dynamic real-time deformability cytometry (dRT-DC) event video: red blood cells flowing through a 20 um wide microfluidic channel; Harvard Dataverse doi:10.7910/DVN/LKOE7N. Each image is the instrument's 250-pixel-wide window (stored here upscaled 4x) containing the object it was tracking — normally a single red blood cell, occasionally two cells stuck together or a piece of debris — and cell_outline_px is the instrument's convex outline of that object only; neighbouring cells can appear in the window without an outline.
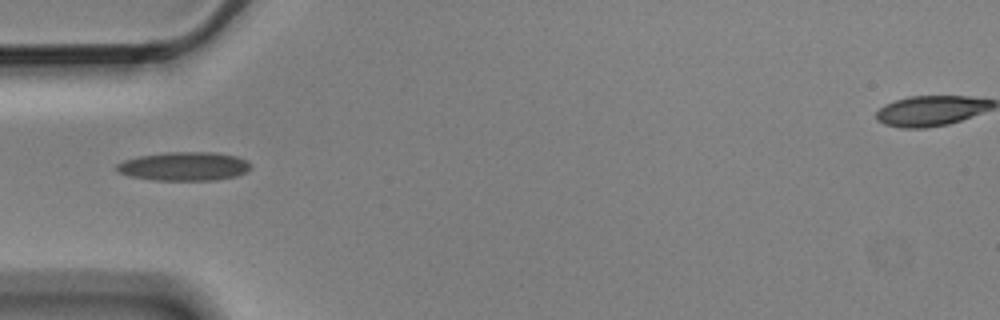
{"species": "Egyptian fruit bat (a non-hibernating species)", "species_latin": "Rousettus aegyptiacus", "temperature_condition": "cold", "stored_images_in_passage": 8, "camera_frame_rate_fps": 3000, "um_per_image_px": 0.085, "animal": {"sex": "male"}, "frame": {"image": 1, "passage_image": 6, "time_ms": 1.667, "image_size_px": [1000, 320], "cell_outline_px": [[252, 168], [236, 176], [216, 180], [156, 180], [128, 176], [120, 172], [116, 168], [116, 164], [124, 160], [140, 156], [168, 152], [212, 152], [236, 156], [248, 160], [252, 164]], "centroid_in_image_um": [15.69, 14.13], "position_along_channel_um": 69.3, "area_um2": 22.43}}
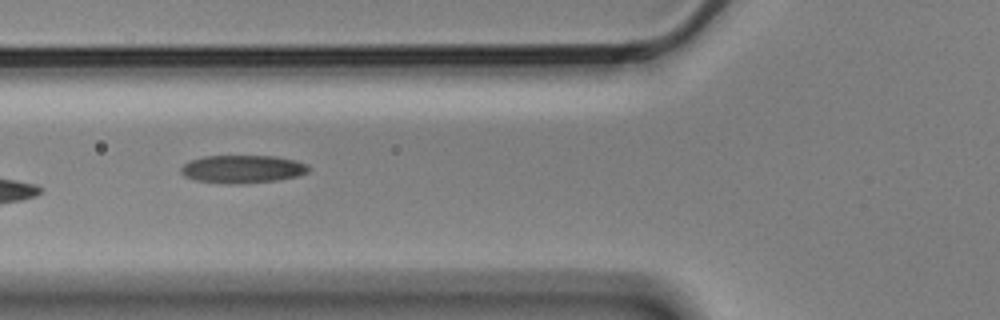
{"frame": {"image": 2, "passage_image": 7, "time_ms": 2.0, "image_size_px": [1000, 320], "cell_outline_px": [[308, 172], [296, 176], [276, 180], [244, 184], [232, 184], [196, 180], [184, 176], [180, 172], [180, 168], [184, 164], [192, 160], [204, 156], [276, 156], [296, 160], [308, 164]], "centroid_in_image_um": [20.61, 14.37], "position_along_channel_um": 105.2, "area_um2": 20.75}}
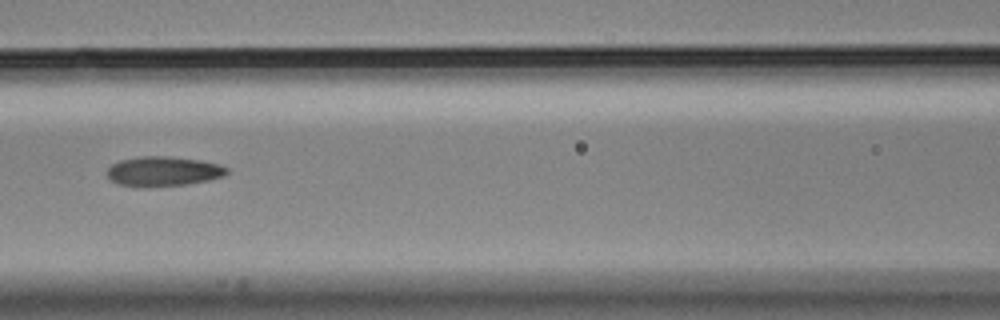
{"frame": {"image": 3, "passage_image": 8, "time_ms": 2.333, "image_size_px": [1000, 320], "cell_outline_px": [[228, 172], [224, 176], [208, 180], [188, 184], [144, 188], [140, 188], [120, 184], [112, 180], [108, 176], [108, 168], [112, 164], [120, 160], [140, 156], [168, 156], [200, 160], [220, 164], [228, 168]], "centroid_in_image_um": [13.89, 14.57], "position_along_channel_um": 152.7, "area_um2": 20.92}}